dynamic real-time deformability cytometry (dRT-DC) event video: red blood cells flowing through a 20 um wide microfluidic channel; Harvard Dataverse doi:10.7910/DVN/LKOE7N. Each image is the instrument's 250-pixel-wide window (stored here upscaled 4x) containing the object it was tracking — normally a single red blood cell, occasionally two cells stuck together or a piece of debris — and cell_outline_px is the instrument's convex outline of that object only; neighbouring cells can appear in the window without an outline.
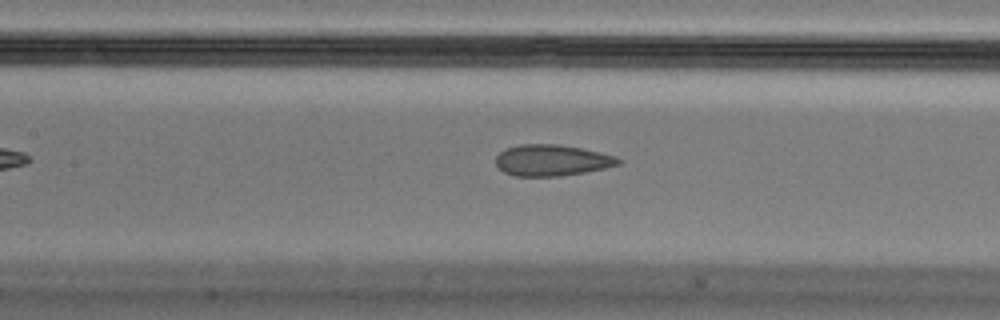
{"species": "Egyptian fruit bat (a non-hibernating species)", "species_latin": "Rousettus aegyptiacus", "temperature_condition": "cold", "stored_images_in_passage": 36, "camera_frame_rate_fps": 3000, "um_per_image_px": 0.085, "animal": {"sex": "male"}, "frame": {"image": 1, "passage_image": 16, "time_ms": 5.0, "image_size_px": [1000, 320], "cell_outline_px": [[624, 160], [620, 164], [604, 168], [584, 172], [560, 176], [516, 176], [504, 172], [496, 164], [496, 156], [504, 148], [520, 144], [560, 144], [600, 152], [616, 156]], "centroid_in_image_um": [46.91, 13.61], "position_along_channel_um": 160.5, "area_um2": 22.37}}